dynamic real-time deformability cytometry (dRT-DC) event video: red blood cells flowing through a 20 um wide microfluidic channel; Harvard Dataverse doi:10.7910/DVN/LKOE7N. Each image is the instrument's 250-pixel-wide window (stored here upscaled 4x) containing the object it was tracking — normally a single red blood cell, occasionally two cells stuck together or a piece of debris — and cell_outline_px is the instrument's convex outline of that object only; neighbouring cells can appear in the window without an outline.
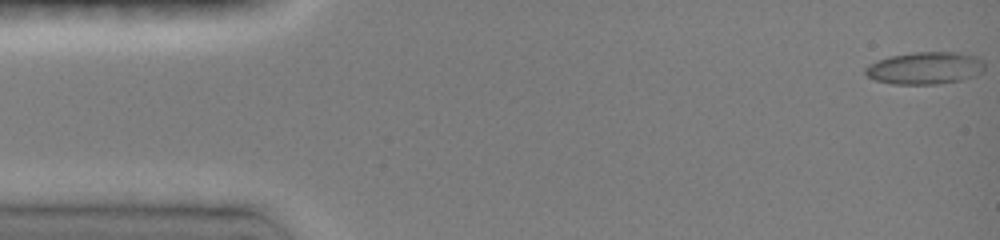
{"species": "common noctule bat (a hibernating species)", "species_latin": "Nyctalus noctula", "temperature_condition": "room temperature", "stored_images_in_passage": 11, "camera_frame_rate_fps": 3000, "um_per_image_px": 0.085, "animal": {"sex": "female", "body_mass_g": 19.0, "forearm_length_mm": 51.5}, "frame": {"image": 1, "passage_image": 1, "time_ms": 0.0, "image_size_px": [1000, 240], "cell_outline_px": [[984, 68], [976, 76], [960, 80], [936, 84], [892, 84], [876, 80], [868, 76], [864, 72], [864, 68], [868, 64], [876, 60], [888, 56], [912, 52], [956, 52], [980, 56], [984, 64]], "centroid_in_image_um": [78.62, 5.77], "position_along_channel_um": 6.4, "area_um2": 22.72}}
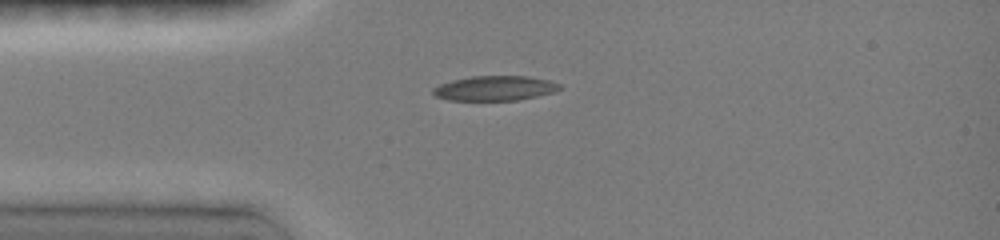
{"frame": {"image": 2, "passage_image": 10, "time_ms": 3.667, "image_size_px": [1000, 240], "cell_outline_px": [[564, 88], [552, 92], [536, 96], [516, 100], [448, 100], [436, 96], [432, 92], [432, 88], [440, 84], [452, 80], [472, 76], [528, 76], [548, 80], [560, 84]], "centroid_in_image_um": [42.06, 7.49], "position_along_channel_um": 42.9, "area_um2": 18.21}}